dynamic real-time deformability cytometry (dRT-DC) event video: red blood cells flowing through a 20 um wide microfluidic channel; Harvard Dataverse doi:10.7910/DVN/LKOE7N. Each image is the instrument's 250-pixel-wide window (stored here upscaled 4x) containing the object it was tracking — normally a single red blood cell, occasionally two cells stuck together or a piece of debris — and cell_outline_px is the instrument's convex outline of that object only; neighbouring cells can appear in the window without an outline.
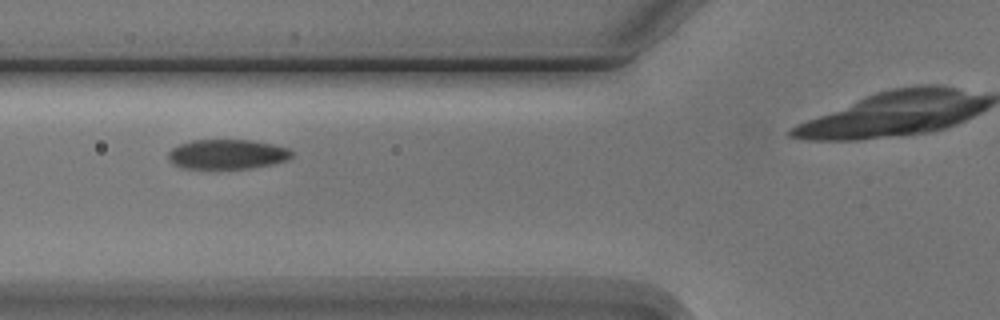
{"species": "Egyptian fruit bat (a non-hibernating species)", "species_latin": "Rousettus aegyptiacus", "temperature_condition": "cold", "stored_images_in_passage": 7, "camera_frame_rate_fps": 3000, "um_per_image_px": 0.085, "animal": {"sex": "male"}, "frame": {"image": 1, "passage_image": 3, "time_ms": 2.333, "image_size_px": [1000, 320], "cell_outline_px": [[292, 156], [288, 160], [272, 164], [252, 168], [184, 168], [172, 164], [168, 160], [168, 152], [172, 148], [180, 144], [192, 140], [252, 140], [272, 144], [288, 148], [292, 152]], "centroid_in_image_um": [19.3, 13.11], "position_along_channel_um": 106.5, "area_um2": 21.39}}
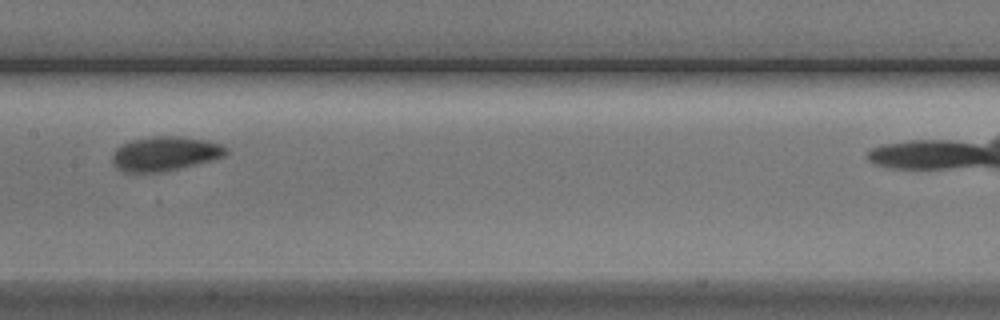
{"frame": {"image": 2, "passage_image": 5, "time_ms": 4.667, "image_size_px": [1000, 320], "cell_outline_px": [[228, 152], [224, 156], [212, 160], [160, 172], [124, 172], [112, 164], [112, 156], [116, 148], [132, 140], [152, 136], [180, 136], [208, 140], [220, 144], [228, 148]], "centroid_in_image_um": [14.03, 13.05], "position_along_channel_um": 193.4, "area_um2": 22.66}}
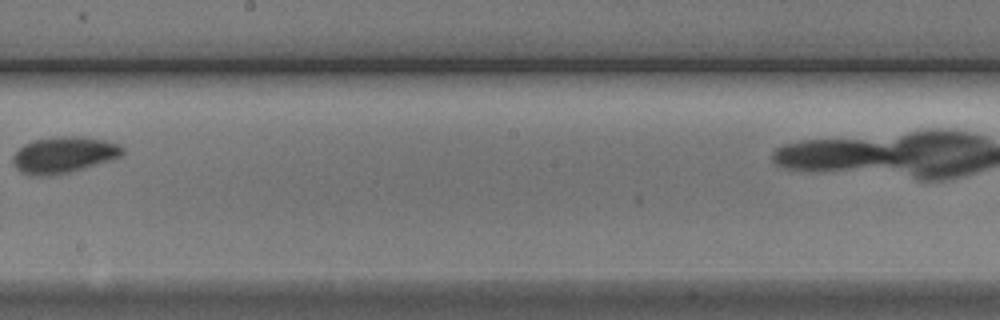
{"frame": {"image": 3, "passage_image": 6, "time_ms": 6.0, "image_size_px": [1000, 320], "cell_outline_px": [[124, 152], [120, 156], [108, 160], [68, 172], [48, 176], [28, 176], [20, 172], [16, 168], [12, 160], [12, 156], [24, 144], [36, 140], [52, 136], [84, 136], [104, 140], [120, 144], [124, 148]], "centroid_in_image_um": [5.38, 13.15], "position_along_channel_um": 242.8, "area_um2": 23.12}}